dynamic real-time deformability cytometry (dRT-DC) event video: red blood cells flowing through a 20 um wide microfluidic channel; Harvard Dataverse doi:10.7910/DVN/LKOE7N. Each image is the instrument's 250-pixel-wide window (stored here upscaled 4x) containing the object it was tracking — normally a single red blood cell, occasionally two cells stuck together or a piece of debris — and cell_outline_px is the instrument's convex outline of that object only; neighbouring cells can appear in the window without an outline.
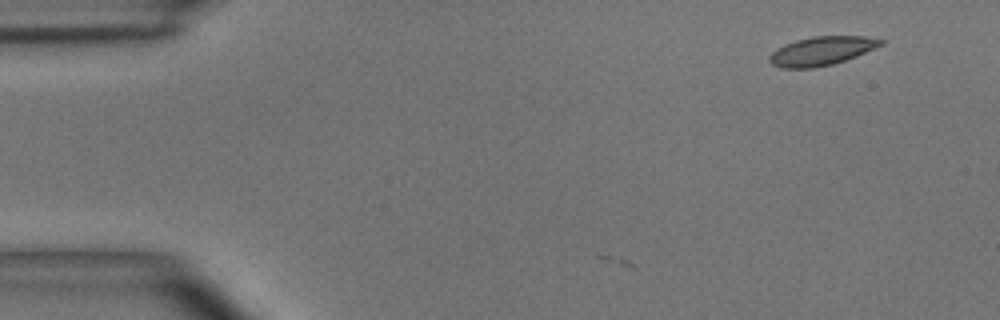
{"species": "common noctule bat (a hibernating species)", "species_latin": "Nyctalus noctula", "temperature_condition": "room temperature", "stored_images_in_passage": 5, "camera_frame_rate_fps": 3000, "um_per_image_px": 0.085, "animal": {"sex": "male", "body_mass_g": 15.6}, "frame": {"image": 1, "passage_image": 5, "time_ms": 1.333, "image_size_px": [1000, 320], "cell_outline_px": [[884, 44], [856, 56], [832, 64], [812, 68], [780, 68], [772, 64], [768, 60], [768, 56], [776, 48], [784, 44], [796, 40], [812, 36], [864, 36], [884, 40]], "centroid_in_image_um": [69.8, 4.33], "position_along_channel_um": 15.2, "area_um2": 18.67}}